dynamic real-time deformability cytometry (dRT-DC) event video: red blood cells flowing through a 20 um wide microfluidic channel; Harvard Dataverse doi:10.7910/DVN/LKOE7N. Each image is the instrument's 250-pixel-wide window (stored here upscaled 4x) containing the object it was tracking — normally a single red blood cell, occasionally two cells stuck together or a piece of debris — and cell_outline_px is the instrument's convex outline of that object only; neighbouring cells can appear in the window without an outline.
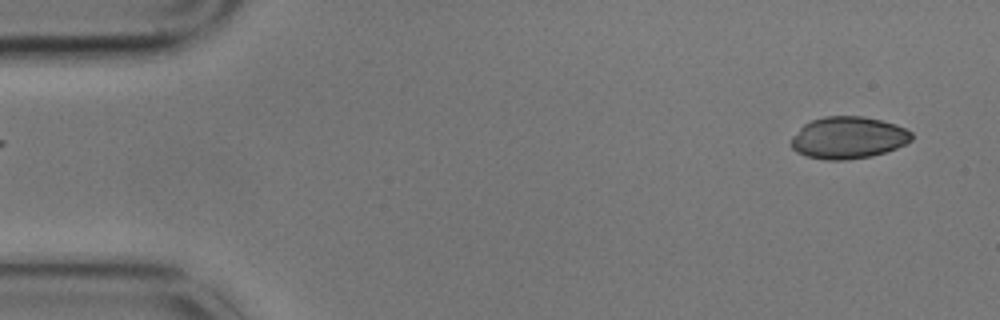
{"species": "common noctule bat (a hibernating species)", "species_latin": "Nyctalus noctula", "temperature_condition": "cold", "stored_images_in_passage": 8, "camera_frame_rate_fps": 3000, "um_per_image_px": 0.085, "animal": {"sex": "male", "body_mass_g": 17.9}, "frame": {"image": 1, "passage_image": 1, "time_ms": 0.0, "image_size_px": [1000, 320], "cell_outline_px": [[912, 140], [896, 148], [872, 156], [844, 160], [828, 160], [804, 156], [796, 152], [792, 148], [792, 136], [804, 124], [812, 120], [824, 116], [864, 116], [896, 124], [912, 132]], "centroid_in_image_um": [72.09, 11.7], "position_along_channel_um": 12.9, "area_um2": 29.48}}
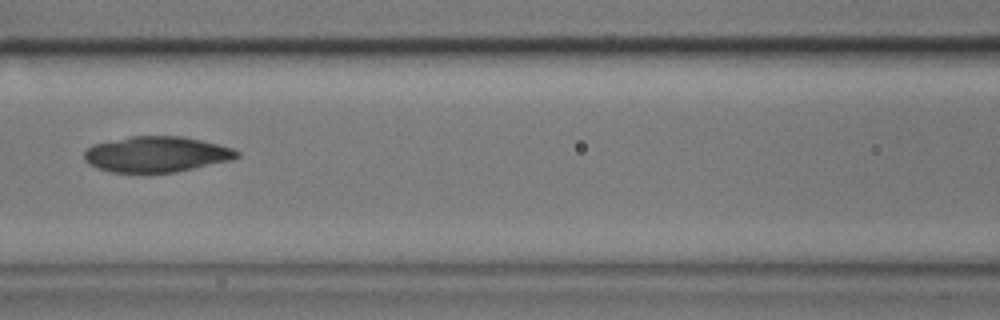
{"frame": {"image": 2, "passage_image": 7, "time_ms": 2.0, "image_size_px": [1000, 320], "cell_outline_px": [[240, 156], [232, 160], [176, 172], [112, 172], [88, 164], [84, 160], [84, 152], [88, 148], [96, 144], [132, 136], [184, 136], [232, 148], [240, 152]], "centroid_in_image_um": [13.33, 13.11], "position_along_channel_um": 153.3, "area_um2": 31.44}}